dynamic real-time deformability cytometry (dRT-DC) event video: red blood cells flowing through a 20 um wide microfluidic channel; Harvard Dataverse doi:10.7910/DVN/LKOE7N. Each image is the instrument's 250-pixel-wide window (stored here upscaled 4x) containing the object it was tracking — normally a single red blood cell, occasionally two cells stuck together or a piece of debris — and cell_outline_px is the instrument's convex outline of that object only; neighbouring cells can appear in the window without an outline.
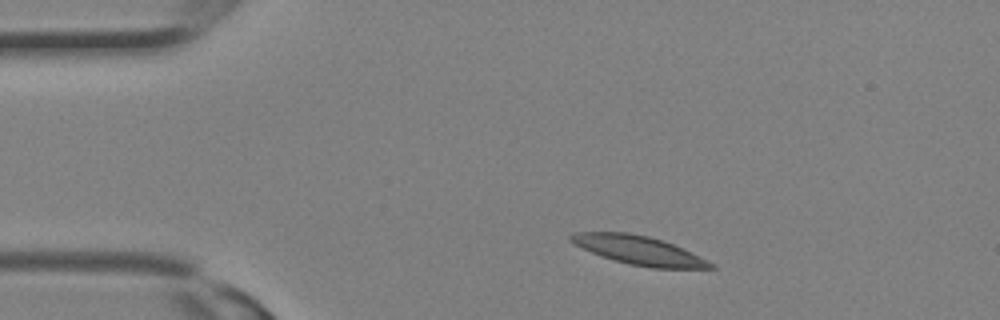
{"species": "Egyptian fruit bat (a non-hibernating species)", "species_latin": "Rousettus aegyptiacus", "temperature_condition": "room temperature", "stored_images_in_passage": 13, "camera_frame_rate_fps": 3000, "um_per_image_px": 0.085, "animal": {"sex": "female"}, "frame": {"image": 1, "passage_image": 2, "time_ms": 0.333, "image_size_px": [1000, 320], "cell_outline_px": [[716, 268], [652, 268], [628, 264], [592, 252], [568, 240], [568, 236], [572, 232], [628, 232], [648, 236], [672, 244], [700, 256], [716, 264]], "centroid_in_image_um": [54.32, 21.27], "position_along_channel_um": 30.7, "area_um2": 23.12}}
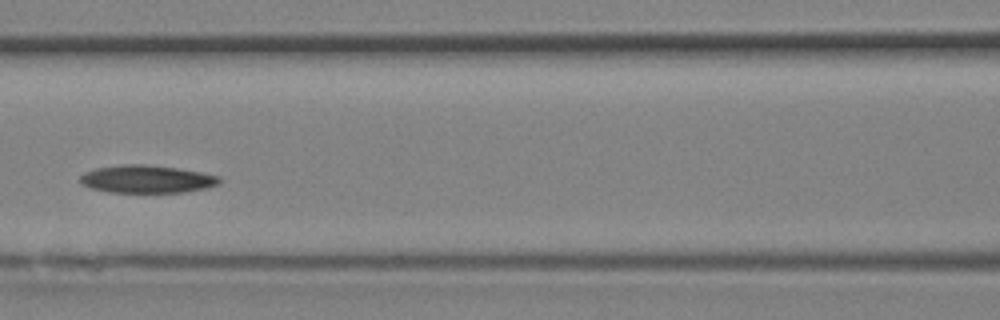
{"frame": {"image": 2, "passage_image": 10, "time_ms": 3.0, "image_size_px": [1000, 320], "cell_outline_px": [[220, 184], [208, 188], [184, 192], [108, 192], [92, 188], [80, 184], [80, 176], [84, 172], [96, 168], [124, 164], [144, 164], [176, 168], [200, 172], [220, 176]], "centroid_in_image_um": [12.48, 15.22], "position_along_channel_um": 154.1, "area_um2": 22.54}}
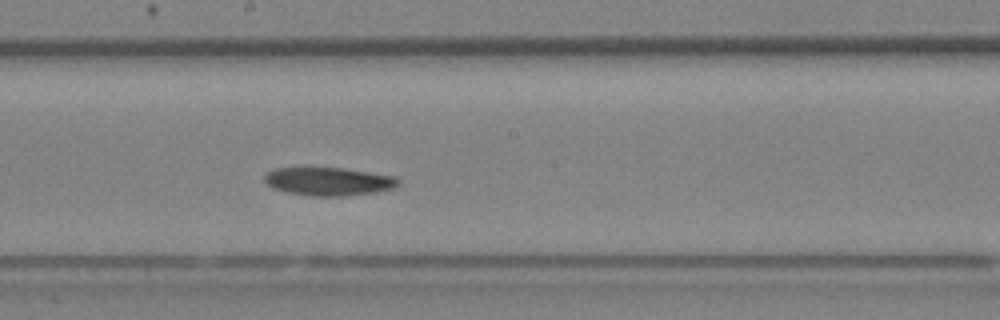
{"frame": {"image": 3, "passage_image": 13, "time_ms": 4.0, "image_size_px": [1000, 320], "cell_outline_px": [[400, 184], [396, 188], [372, 192], [344, 196], [312, 196], [288, 192], [272, 188], [264, 180], [264, 176], [268, 172], [276, 168], [344, 168], [396, 176], [400, 180]], "centroid_in_image_um": [27.97, 15.42], "position_along_channel_um": 220.2, "area_um2": 21.96}}